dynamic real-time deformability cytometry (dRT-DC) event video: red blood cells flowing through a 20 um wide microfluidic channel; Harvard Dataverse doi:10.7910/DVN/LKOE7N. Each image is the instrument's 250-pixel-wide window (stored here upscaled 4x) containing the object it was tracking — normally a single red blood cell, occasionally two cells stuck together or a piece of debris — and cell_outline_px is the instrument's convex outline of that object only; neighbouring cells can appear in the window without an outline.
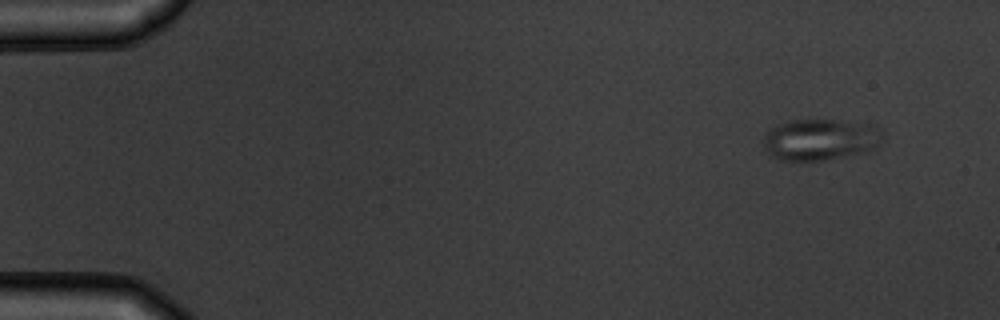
{"species": "common noctule bat (a hibernating species)", "species_latin": "Nyctalus noctula", "temperature_condition": "warm", "stored_images_in_passage": 5, "camera_frame_rate_fps": 3000, "um_per_image_px": 0.085, "animal": {"sex": "male", "body_mass_g": 19.5, "forearm_length_mm": 54.6}, "frame": {"image": 1, "passage_image": 1, "time_ms": 0.0, "image_size_px": [1000, 320], "cell_outline_px": [[880, 144], [864, 152], [824, 160], [780, 160], [768, 156], [764, 148], [764, 136], [768, 128], [776, 124], [788, 120], [832, 120], [868, 124], [876, 128], [880, 136]], "centroid_in_image_um": [69.59, 11.86], "position_along_channel_um": 15.4, "area_um2": 28.5}}